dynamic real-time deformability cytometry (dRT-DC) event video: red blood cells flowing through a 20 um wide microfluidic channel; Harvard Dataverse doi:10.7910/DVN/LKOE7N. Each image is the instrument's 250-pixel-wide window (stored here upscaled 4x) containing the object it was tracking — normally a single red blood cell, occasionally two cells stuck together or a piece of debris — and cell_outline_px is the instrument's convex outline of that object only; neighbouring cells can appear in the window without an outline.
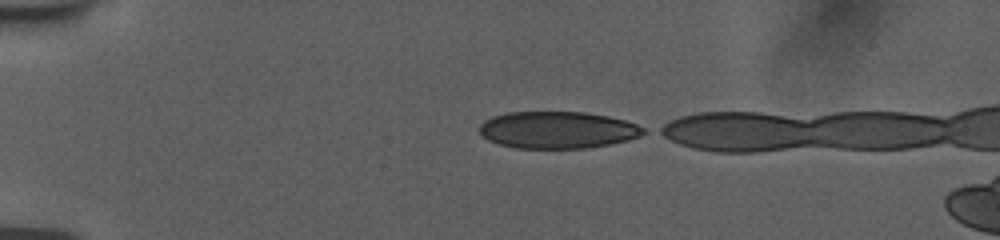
{"species": "human", "species_latin": "Homo sapiens", "temperature_condition": "room temperature", "stored_images_in_passage": 11, "camera_frame_rate_fps": 3000, "um_per_image_px": 0.085, "donor": {"sex": "female"}, "frame": {"image": 1, "passage_image": 1, "time_ms": 0.0, "image_size_px": [1000, 240], "cell_outline_px": [[644, 132], [636, 136], [624, 140], [608, 144], [584, 148], [516, 148], [500, 144], [488, 140], [480, 132], [480, 124], [484, 120], [492, 116], [508, 112], [584, 112], [608, 116], [624, 120], [636, 124], [644, 128]], "centroid_in_image_um": [47.33, 11.03], "position_along_channel_um": 37.7, "area_um2": 34.91}}
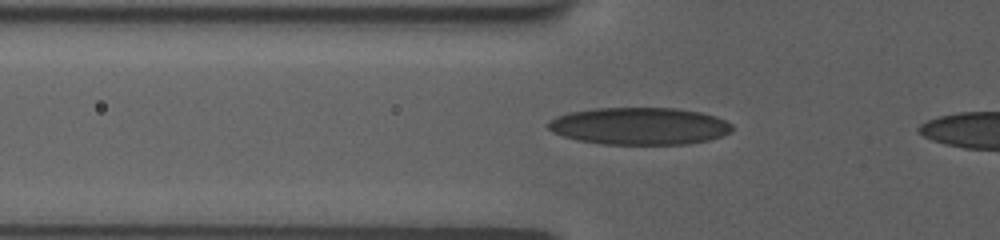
{"frame": {"image": 2, "passage_image": 8, "time_ms": 2.333, "image_size_px": [1000, 240], "cell_outline_px": [[732, 128], [728, 132], [720, 136], [708, 140], [688, 144], [604, 144], [576, 140], [552, 132], [548, 128], [548, 124], [556, 116], [572, 112], [596, 108], [676, 108], [700, 112], [716, 116], [732, 124]], "centroid_in_image_um": [54.35, 10.71], "position_along_channel_um": 71.4, "area_um2": 39.71}}